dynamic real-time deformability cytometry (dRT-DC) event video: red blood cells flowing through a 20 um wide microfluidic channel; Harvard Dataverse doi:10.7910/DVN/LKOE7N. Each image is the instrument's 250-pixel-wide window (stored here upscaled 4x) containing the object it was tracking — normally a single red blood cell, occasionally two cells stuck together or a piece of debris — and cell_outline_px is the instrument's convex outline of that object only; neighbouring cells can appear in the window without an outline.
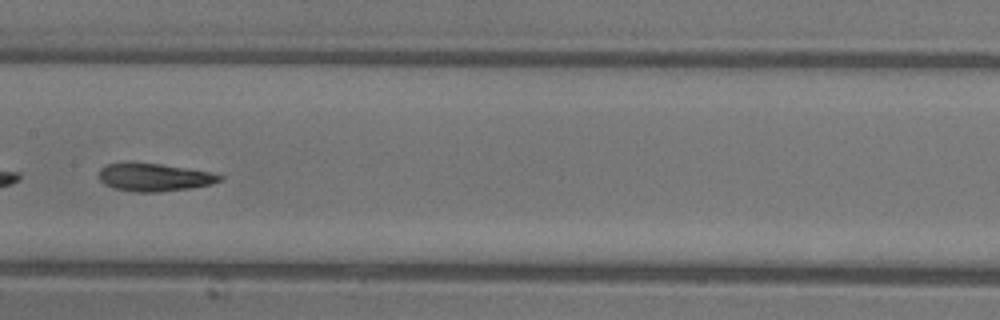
{"species": "common noctule bat (a hibernating species)", "species_latin": "Nyctalus noctula", "temperature_condition": "warm", "stored_images_in_passage": 35, "camera_frame_rate_fps": 3000, "um_per_image_px": 0.085, "animal": {"sex": "female"}, "frame": {"image": 1, "passage_image": 11, "time_ms": 3.333, "image_size_px": [1000, 320], "cell_outline_px": [[224, 176], [220, 180], [212, 184], [192, 188], [156, 192], [132, 192], [112, 188], [104, 184], [100, 180], [100, 168], [108, 164], [160, 164], [212, 172]], "centroid_in_image_um": [13.14, 15.1], "position_along_channel_um": 194.3, "area_um2": 19.31}}
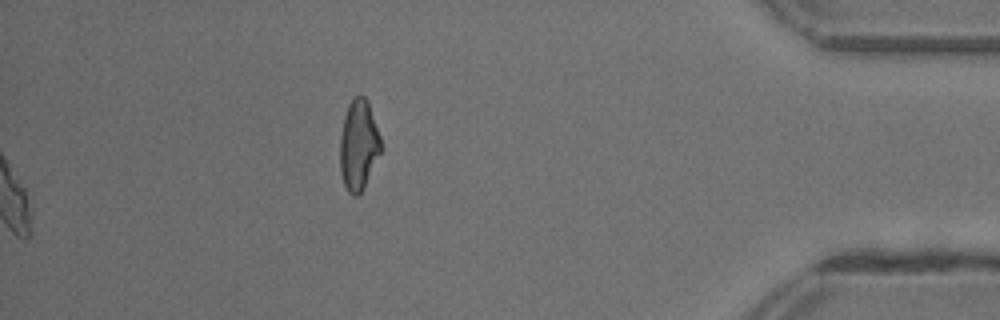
{"frame": {"image": 2, "passage_image": 35, "time_ms": 11.333, "image_size_px": [1000, 320], "cell_outline_px": [[384, 148], [364, 188], [356, 196], [352, 196], [348, 192], [344, 184], [340, 172], [340, 136], [344, 116], [348, 104], [356, 96], [364, 96], [368, 100]], "centroid_in_image_um": [30.5, 12.35], "position_along_channel_um": 404.7, "area_um2": 21.91}, "authors_computed_cell_mechanics": {"area_um2": 19.5942, "velocity_mm_per_s": 4.3685, "shape_relaxation_time_tau1_ms": 2.9396, "shape_relaxation_time_tau2_ms": 2.4805, "deformation_change_tau1": 0.2028, "deformation_change_tau2": 0.1124}}